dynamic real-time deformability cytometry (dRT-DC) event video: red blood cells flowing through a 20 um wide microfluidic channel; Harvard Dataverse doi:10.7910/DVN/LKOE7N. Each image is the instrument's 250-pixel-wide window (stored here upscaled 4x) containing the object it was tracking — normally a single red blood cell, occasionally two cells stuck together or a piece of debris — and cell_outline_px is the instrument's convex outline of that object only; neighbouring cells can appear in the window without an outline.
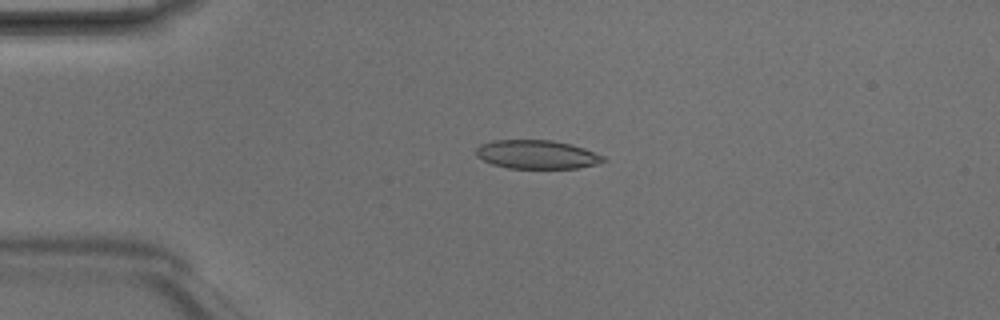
{"species": "Egyptian fruit bat (a non-hibernating species)", "species_latin": "Rousettus aegyptiacus", "temperature_condition": "room temperature", "stored_images_in_passage": 6, "camera_frame_rate_fps": 3000, "um_per_image_px": 0.085, "animal": {"sex": "male"}, "frame": {"image": 1, "passage_image": 4, "time_ms": 1.0, "image_size_px": [1000, 320], "cell_outline_px": [[604, 160], [596, 164], [576, 168], [508, 168], [492, 164], [476, 156], [476, 148], [480, 144], [492, 140], [552, 140], [572, 144], [584, 148], [604, 156]], "centroid_in_image_um": [45.6, 13.12], "position_along_channel_um": 39.4, "area_um2": 21.21}}